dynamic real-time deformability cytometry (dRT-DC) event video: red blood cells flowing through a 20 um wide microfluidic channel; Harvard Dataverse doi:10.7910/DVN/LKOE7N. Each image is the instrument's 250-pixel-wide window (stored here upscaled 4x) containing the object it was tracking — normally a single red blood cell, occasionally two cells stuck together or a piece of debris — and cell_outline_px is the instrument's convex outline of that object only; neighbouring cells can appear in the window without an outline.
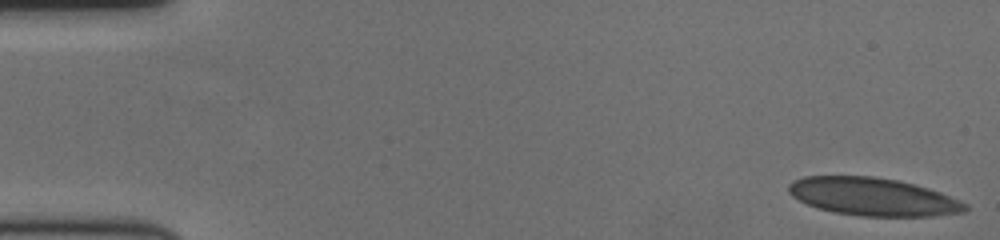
{"species": "human", "species_latin": "Homo sapiens", "temperature_condition": "cold", "stored_images_in_passage": 58, "camera_frame_rate_fps": 3000, "um_per_image_px": 0.085, "donor": {"sex": "female"}, "frame": {"image": 1, "passage_image": 1, "time_ms": 0.0, "image_size_px": [1000, 240], "cell_outline_px": [[968, 208], [964, 212], [932, 216], [860, 216], [836, 212], [816, 208], [792, 196], [788, 192], [788, 184], [792, 180], [804, 176], [872, 176], [896, 180], [928, 188], [940, 192], [968, 204]], "centroid_in_image_um": [74.18, 16.72], "position_along_channel_um": 10.8, "area_um2": 38.9}}
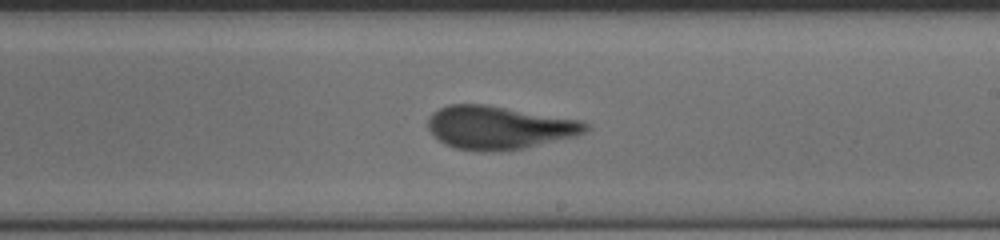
{"frame": {"image": 2, "passage_image": 34, "time_ms": 11.0, "image_size_px": [1000, 240], "cell_outline_px": [[592, 128], [576, 136], [524, 148], [496, 152], [480, 152], [456, 148], [444, 144], [428, 128], [428, 116], [432, 112], [448, 104], [488, 104], [580, 120], [592, 124]], "centroid_in_image_um": [42.44, 10.84], "position_along_channel_um": 246.6, "area_um2": 40.06}}
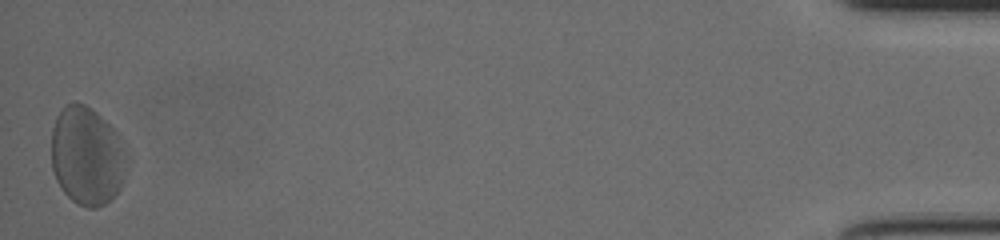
{"frame": {"image": 3, "passage_image": 58, "time_ms": 19.0, "image_size_px": [1000, 240], "cell_outline_px": [[124, 180], [120, 188], [104, 204], [96, 208], [88, 208], [72, 200], [60, 188], [56, 180], [52, 168], [52, 128], [56, 116], [68, 104], [76, 100], [84, 104], [96, 112], [120, 136], [124, 152]], "centroid_in_image_um": [7.36, 13.25], "position_along_channel_um": 427.8, "area_um2": 42.77}, "authors_computed_cell_mechanics": {"area_um2": 39.4774, "velocity_mm_per_s": 3.4447, "shape_relaxation_time_tau1_ms": 7.6012, "shape_relaxation_time_tau2_ms": 1.1322, "deformation_change_tau1": 0.2031, "deformation_change_tau2": 0.097}}